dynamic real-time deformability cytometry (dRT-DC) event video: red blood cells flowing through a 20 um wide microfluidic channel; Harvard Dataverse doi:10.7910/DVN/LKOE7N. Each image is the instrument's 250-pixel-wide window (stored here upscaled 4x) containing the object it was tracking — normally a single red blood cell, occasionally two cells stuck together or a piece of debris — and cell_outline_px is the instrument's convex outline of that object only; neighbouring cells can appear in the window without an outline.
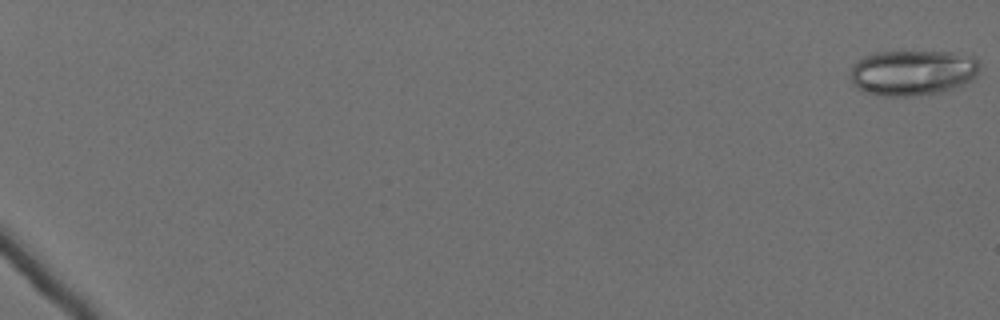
{"species": "Egyptian fruit bat (a non-hibernating species)", "species_latin": "Rousettus aegyptiacus", "temperature_condition": "cold", "stored_images_in_passage": 38, "camera_frame_rate_fps": 3000, "um_per_image_px": 0.085, "animal": {"sex": "female"}, "frame": {"image": 1, "passage_image": 1, "time_ms": 0.0, "image_size_px": [1000, 320], "cell_outline_px": [[980, 68], [976, 76], [972, 80], [964, 84], [940, 92], [916, 96], [884, 96], [868, 92], [856, 88], [852, 84], [852, 64], [864, 56], [876, 52], [952, 52], [976, 56], [980, 64]], "centroid_in_image_um": [77.61, 6.17], "position_along_channel_um": 7.4, "area_um2": 34.45}}
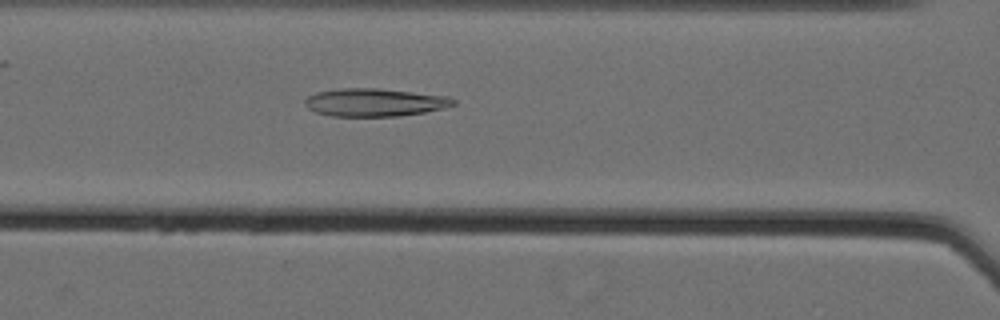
{"frame": {"image": 2, "passage_image": 31, "time_ms": 10.0, "image_size_px": [1000, 320], "cell_outline_px": [[456, 104], [444, 108], [424, 112], [396, 116], [332, 116], [316, 112], [308, 108], [304, 104], [304, 100], [308, 96], [316, 92], [340, 88], [376, 88], [448, 96], [456, 100]], "centroid_in_image_um": [31.83, 8.7], "position_along_channel_um": 134.8, "area_um2": 24.1}}
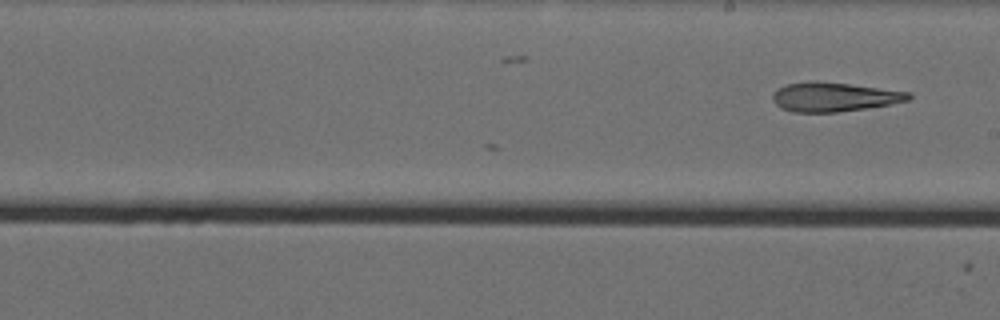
{"frame": {"image": 3, "passage_image": 38, "time_ms": 12.333, "image_size_px": [1000, 320], "cell_outline_px": [[912, 96], [908, 100], [892, 104], [836, 112], [792, 112], [780, 108], [772, 100], [772, 96], [776, 88], [788, 84], [848, 84], [912, 92]], "centroid_in_image_um": [70.93, 8.28], "position_along_channel_um": 218.1, "area_um2": 22.25}}